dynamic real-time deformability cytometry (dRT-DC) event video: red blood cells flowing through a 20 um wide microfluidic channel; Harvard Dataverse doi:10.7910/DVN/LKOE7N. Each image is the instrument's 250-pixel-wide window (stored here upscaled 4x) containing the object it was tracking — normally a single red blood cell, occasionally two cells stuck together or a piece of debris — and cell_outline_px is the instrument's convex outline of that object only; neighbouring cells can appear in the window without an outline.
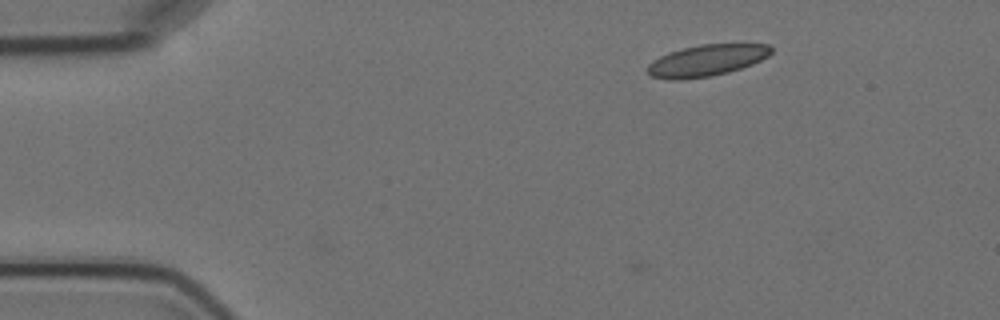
{"species": "Egyptian fruit bat (a non-hibernating species)", "species_latin": "Rousettus aegyptiacus", "temperature_condition": "cold", "stored_images_in_passage": 4, "camera_frame_rate_fps": 3000, "um_per_image_px": 0.085, "animal": {"sex": "female"}, "frame": {"image": 1, "passage_image": 2, "time_ms": 1.0, "image_size_px": [1000, 320], "cell_outline_px": [[772, 52], [768, 56], [752, 64], [728, 72], [708, 76], [680, 80], [672, 80], [652, 76], [648, 72], [648, 64], [652, 60], [668, 52], [700, 44], [768, 44], [772, 48]], "centroid_in_image_um": [60.06, 5.13], "position_along_channel_um": 24.9, "area_um2": 22.48}}
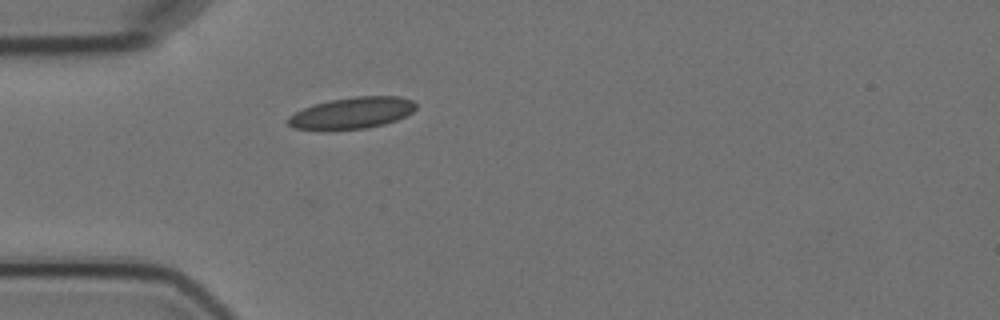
{"frame": {"image": 2, "passage_image": 4, "time_ms": 3.667, "image_size_px": [1000, 320], "cell_outline_px": [[416, 108], [412, 112], [396, 120], [384, 124], [368, 128], [328, 132], [320, 132], [292, 128], [288, 124], [288, 116], [304, 108], [316, 104], [332, 100], [356, 96], [400, 96], [412, 100], [416, 104]], "centroid_in_image_um": [29.88, 9.65], "position_along_channel_um": 55.1, "area_um2": 23.99}}